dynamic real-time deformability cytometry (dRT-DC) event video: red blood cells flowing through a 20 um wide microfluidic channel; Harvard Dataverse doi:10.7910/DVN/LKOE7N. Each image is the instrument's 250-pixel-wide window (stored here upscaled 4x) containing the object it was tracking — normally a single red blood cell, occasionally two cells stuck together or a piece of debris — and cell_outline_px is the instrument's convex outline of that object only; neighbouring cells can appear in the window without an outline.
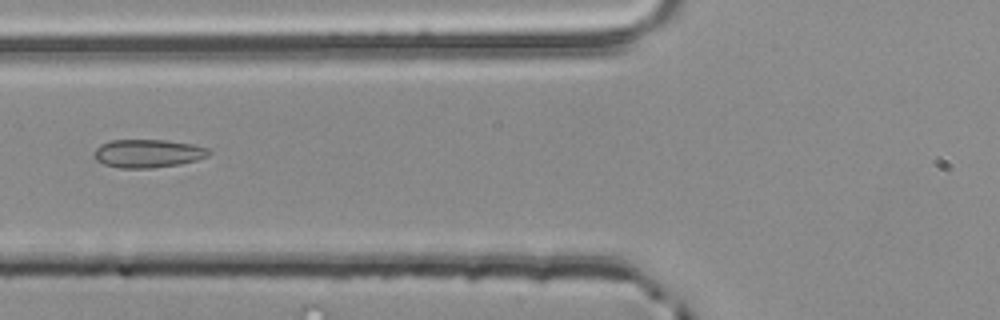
{"species": "common noctule bat (a hibernating species)", "species_latin": "Nyctalus noctula", "temperature_condition": "room temperature", "stored_images_in_passage": 35, "camera_frame_rate_fps": 3000, "um_per_image_px": 0.085, "animal": {"sex": "male", "body_mass_g": 20.4}, "frame": {"image": 1, "passage_image": 5, "time_ms": 1.333, "image_size_px": [1000, 320], "cell_outline_px": [[212, 152], [208, 156], [196, 160], [180, 164], [152, 168], [120, 168], [104, 164], [96, 160], [92, 156], [92, 152], [100, 144], [112, 140], [164, 140], [192, 144], [208, 148]], "centroid_in_image_um": [12.54, 13.04], "position_along_channel_um": 113.3, "area_um2": 19.02}}
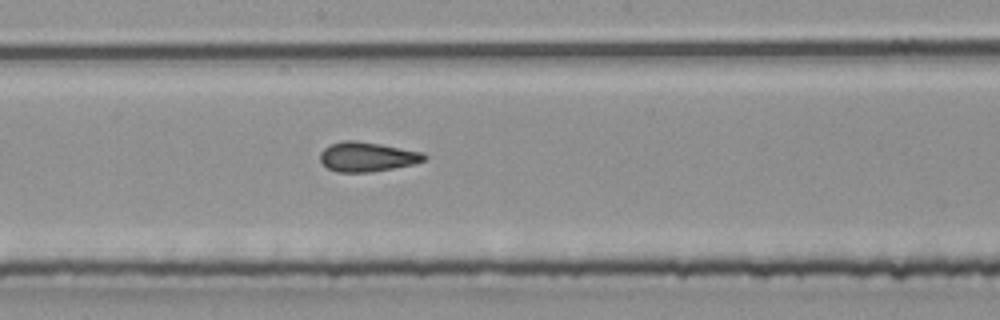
{"frame": {"image": 2, "passage_image": 13, "time_ms": 4.0, "image_size_px": [1000, 320], "cell_outline_px": [[428, 156], [424, 160], [416, 164], [372, 172], [336, 172], [328, 168], [320, 160], [320, 152], [328, 144], [344, 140], [352, 140], [380, 144], [424, 152]], "centroid_in_image_um": [31.22, 13.33], "position_along_channel_um": 217.0, "area_um2": 18.09}}
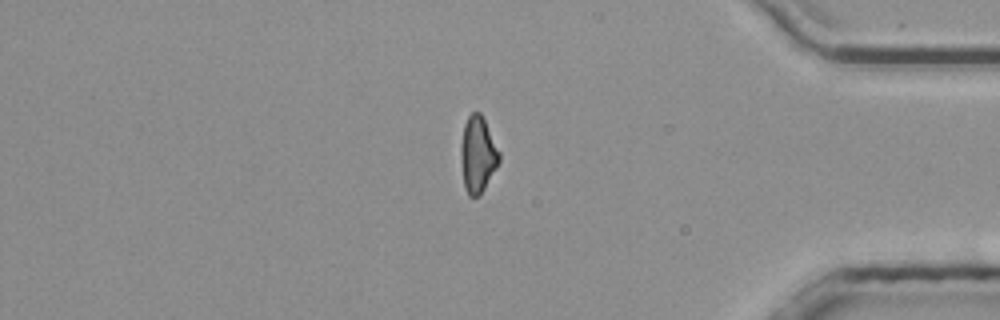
{"frame": {"image": 3, "passage_image": 29, "time_ms": 9.333, "image_size_px": [1000, 320], "cell_outline_px": [[500, 160], [496, 168], [484, 188], [476, 196], [468, 196], [464, 188], [460, 160], [460, 144], [464, 124], [468, 116], [472, 112], [480, 112], [500, 152]], "centroid_in_image_um": [40.58, 13.12], "position_along_channel_um": 394.6, "area_um2": 16.99}}